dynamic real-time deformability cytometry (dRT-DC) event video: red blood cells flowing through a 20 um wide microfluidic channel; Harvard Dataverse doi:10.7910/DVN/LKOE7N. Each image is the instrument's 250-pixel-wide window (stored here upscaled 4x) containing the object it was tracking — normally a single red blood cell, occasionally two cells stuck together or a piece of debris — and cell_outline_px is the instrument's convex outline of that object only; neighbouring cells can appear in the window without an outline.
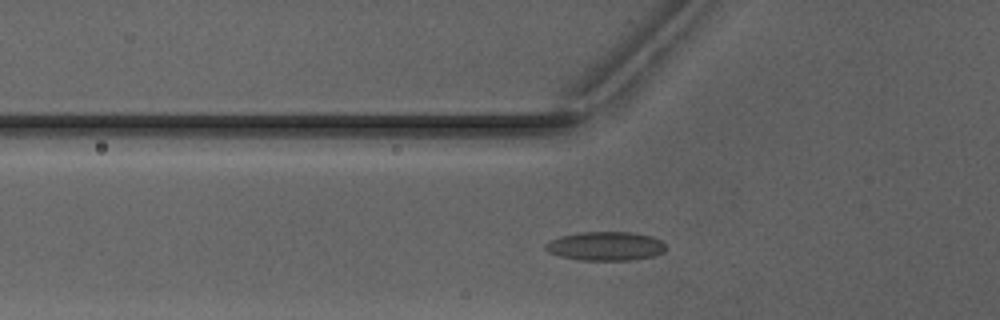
{"species": "Egyptian fruit bat (a non-hibernating species)", "species_latin": "Rousettus aegyptiacus", "temperature_condition": "warm", "stored_images_in_passage": 34, "camera_frame_rate_fps": 3000, "um_per_image_px": 0.085, "animal": {"sex": "male"}, "frame": {"image": 1, "passage_image": 10, "time_ms": 3.0, "image_size_px": [1000, 320], "cell_outline_px": [[664, 252], [652, 256], [632, 260], [580, 260], [560, 256], [548, 252], [544, 248], [544, 244], [560, 236], [580, 232], [636, 232], [652, 236], [660, 240], [664, 244]], "centroid_in_image_um": [51.46, 20.91], "position_along_channel_um": 74.3, "area_um2": 20.29}}
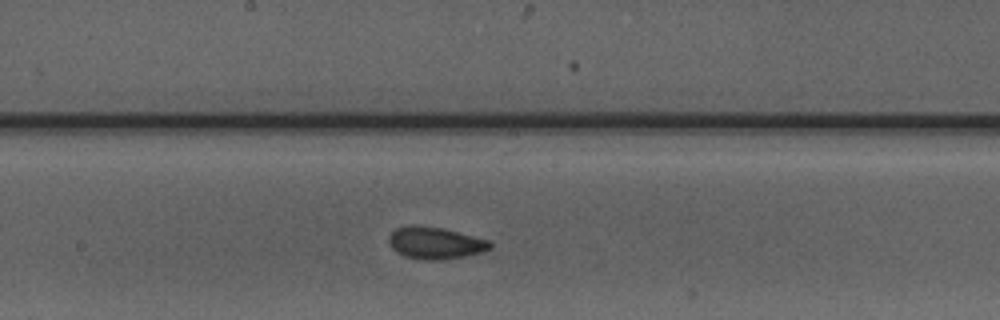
{"frame": {"image": 2, "passage_image": 20, "time_ms": 6.333, "image_size_px": [1000, 320], "cell_outline_px": [[492, 248], [480, 252], [464, 256], [444, 260], [424, 260], [404, 256], [396, 252], [388, 244], [388, 236], [396, 228], [412, 224], [444, 228], [488, 240], [492, 244]], "centroid_in_image_um": [36.95, 20.65], "position_along_channel_um": 211.2, "area_um2": 19.02}}
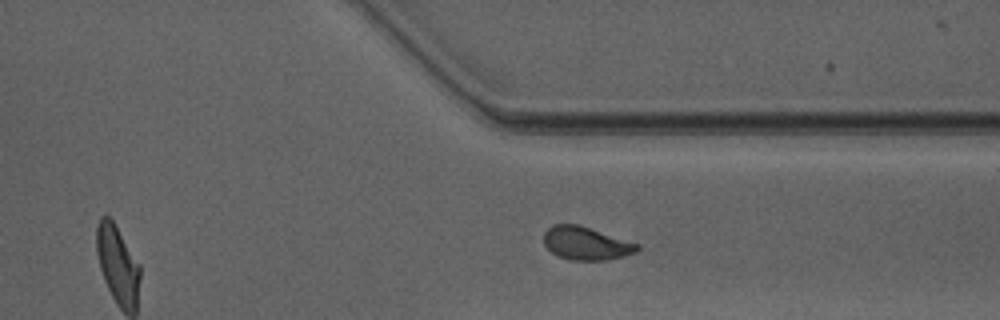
{"frame": {"image": 3, "passage_image": 31, "time_ms": 10.0, "image_size_px": [1000, 320], "cell_outline_px": [[640, 248], [636, 252], [624, 256], [604, 260], [572, 260], [556, 256], [544, 244], [544, 232], [552, 224], [576, 224], [640, 244]], "centroid_in_image_um": [49.8, 20.69], "position_along_channel_um": 361.6, "area_um2": 17.92}, "authors_computed_cell_mechanics": {"area_um2": 18.0336, "velocity_mm_per_s": 4.0961, "shape_relaxation_time_tau1_ms": 6.3976, "shape_relaxation_time_tau2_ms": 1.2275, "deformation_change_tau1": 0.1493, "deformation_change_tau2": 0.0739}}